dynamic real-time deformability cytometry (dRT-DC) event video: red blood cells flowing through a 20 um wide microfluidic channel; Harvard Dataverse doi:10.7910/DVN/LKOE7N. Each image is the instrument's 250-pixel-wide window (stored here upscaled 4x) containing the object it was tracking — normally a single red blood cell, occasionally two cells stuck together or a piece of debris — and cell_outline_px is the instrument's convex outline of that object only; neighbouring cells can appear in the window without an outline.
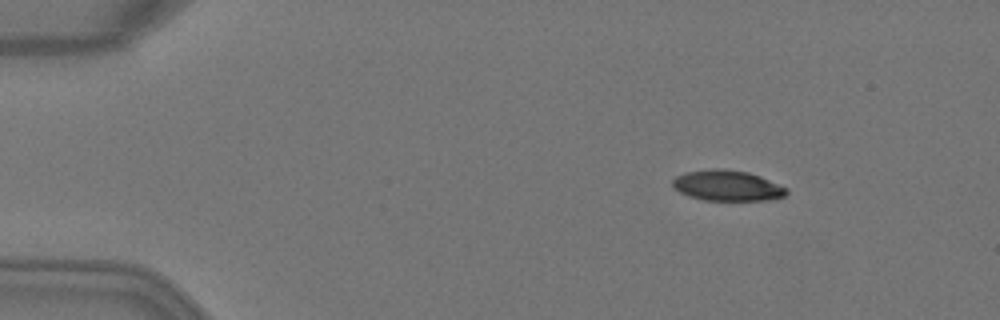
{"species": "Egyptian fruit bat (a non-hibernating species)", "species_latin": "Rousettus aegyptiacus", "temperature_condition": "warm", "stored_images_in_passage": 4, "camera_frame_rate_fps": 3000, "um_per_image_px": 0.085, "animal": {"sex": "female"}, "frame": {"image": 1, "passage_image": 2, "time_ms": 0.333, "image_size_px": [1000, 320], "cell_outline_px": [[788, 192], [784, 196], [768, 200], [704, 200], [688, 196], [680, 192], [672, 184], [672, 180], [676, 176], [684, 172], [712, 168], [724, 168], [748, 172], [760, 176], [788, 188]], "centroid_in_image_um": [61.81, 15.76], "position_along_channel_um": 23.2, "area_um2": 20.4}}